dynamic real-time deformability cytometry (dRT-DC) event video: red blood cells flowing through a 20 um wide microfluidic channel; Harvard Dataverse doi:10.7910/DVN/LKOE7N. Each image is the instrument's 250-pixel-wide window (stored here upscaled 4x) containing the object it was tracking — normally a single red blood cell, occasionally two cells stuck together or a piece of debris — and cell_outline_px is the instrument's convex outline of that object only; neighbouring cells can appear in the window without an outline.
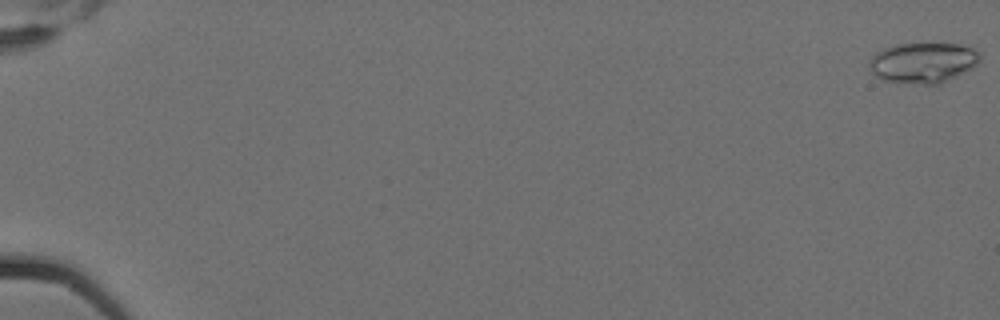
{"species": "Egyptian fruit bat (a non-hibernating species)", "species_latin": "Rousettus aegyptiacus", "temperature_condition": "cold", "stored_images_in_passage": 8, "camera_frame_rate_fps": 3000, "um_per_image_px": 0.085, "animal": {"sex": "female"}, "frame": {"image": 1, "passage_image": 1, "time_ms": 0.0, "image_size_px": [1000, 320], "cell_outline_px": [[980, 60], [972, 68], [940, 84], [924, 84], [884, 80], [876, 76], [872, 72], [868, 64], [872, 56], [876, 52], [884, 48], [896, 44], [960, 44], [972, 48], [980, 52]], "centroid_in_image_um": [78.46, 5.32], "position_along_channel_um": 6.5, "area_um2": 25.89}}
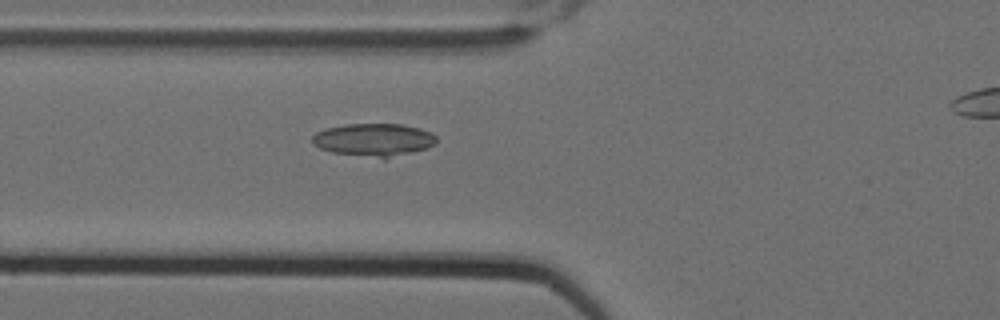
{"frame": {"image": 2, "passage_image": 7, "time_ms": 2.0, "image_size_px": [1000, 320], "cell_outline_px": [[436, 144], [428, 148], [384, 160], [332, 152], [320, 148], [312, 144], [312, 136], [316, 132], [324, 128], [344, 124], [400, 124], [420, 128], [436, 136]], "centroid_in_image_um": [31.76, 11.9], "position_along_channel_um": 94.0, "area_um2": 24.22}}